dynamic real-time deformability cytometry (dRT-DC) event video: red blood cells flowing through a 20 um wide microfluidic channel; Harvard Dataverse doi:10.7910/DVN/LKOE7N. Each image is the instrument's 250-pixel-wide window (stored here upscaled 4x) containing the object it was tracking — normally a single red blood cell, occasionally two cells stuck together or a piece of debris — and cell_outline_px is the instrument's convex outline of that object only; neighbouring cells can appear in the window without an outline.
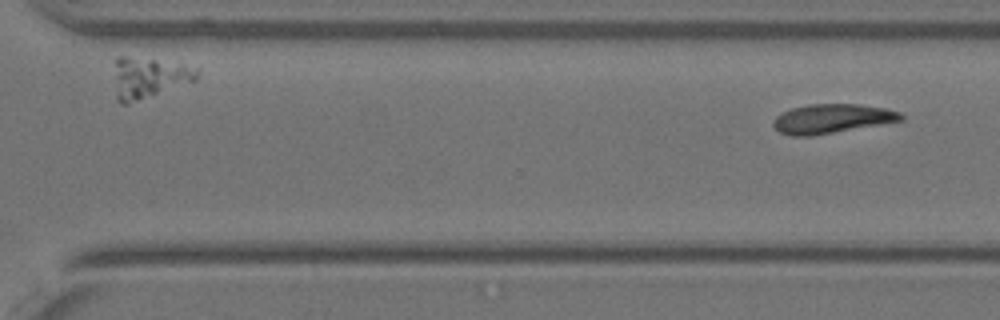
{"species": "Egyptian fruit bat (a non-hibernating species)", "species_latin": "Rousettus aegyptiacus", "temperature_condition": "warm", "stored_images_in_passage": 22, "segment_of_instrument_passage": [2, 2], "camera_frame_rate_fps": 3000, "um_per_image_px": 0.085, "animal": {"sex": "female"}, "frame": {"image": 1, "passage_image": 22, "time_ms": 7.0, "image_size_px": [1000, 320], "cell_outline_px": [[904, 120], [812, 136], [788, 136], [780, 132], [772, 124], [772, 120], [780, 112], [792, 108], [808, 104], [860, 104], [884, 108], [900, 112], [904, 116]], "centroid_in_image_um": [70.68, 10.08], "position_along_channel_um": 299.9, "area_um2": 21.85}}